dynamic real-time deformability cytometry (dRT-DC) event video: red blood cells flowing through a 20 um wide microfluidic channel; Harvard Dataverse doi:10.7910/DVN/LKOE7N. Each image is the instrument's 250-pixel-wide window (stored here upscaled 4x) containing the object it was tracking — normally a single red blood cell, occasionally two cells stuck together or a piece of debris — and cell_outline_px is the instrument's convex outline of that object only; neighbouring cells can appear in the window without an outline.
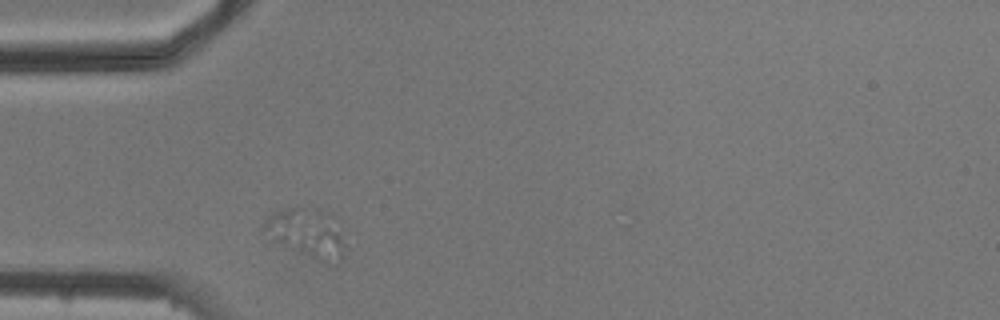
{"species": "common noctule bat (a hibernating species)", "species_latin": "Nyctalus noctula", "temperature_condition": "cold", "stored_images_in_passage": 1, "camera_frame_rate_fps": 3000, "um_per_image_px": 0.085, "animal": {"sex": "male", "body_mass_g": 20.5, "forearm_length_mm": 52.5}, "frame": {"image": 1, "passage_image": 1, "time_ms": 0.0, "image_size_px": [1000, 320], "cell_outline_px": [[344, 256], [340, 260], [324, 264], [320, 264], [260, 232], [264, 224], [276, 212], [288, 208], [304, 204], [320, 208], [332, 212], [344, 232]], "centroid_in_image_um": [26.18, 19.77], "position_along_channel_um": 58.8, "area_um2": 24.1}}